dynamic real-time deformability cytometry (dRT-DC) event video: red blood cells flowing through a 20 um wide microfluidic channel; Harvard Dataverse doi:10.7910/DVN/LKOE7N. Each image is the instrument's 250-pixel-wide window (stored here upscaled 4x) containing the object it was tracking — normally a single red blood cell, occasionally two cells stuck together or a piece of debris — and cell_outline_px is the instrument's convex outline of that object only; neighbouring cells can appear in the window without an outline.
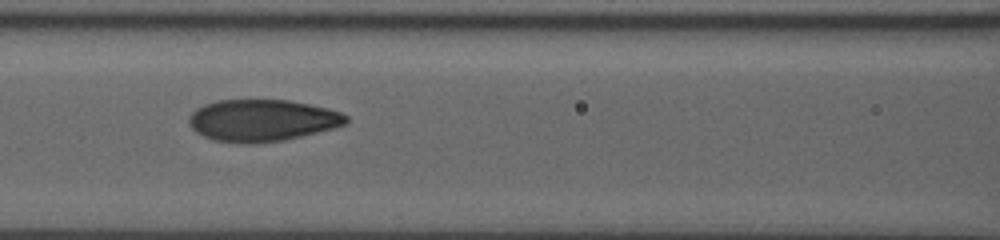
{"species": "human", "species_latin": "Homo sapiens", "temperature_condition": "room temperature", "stored_images_in_passage": 17, "camera_frame_rate_fps": 3000, "um_per_image_px": 0.085, "donor": {"sex": "male"}, "frame": {"image": 1, "passage_image": 15, "time_ms": 9.0, "image_size_px": [1000, 240], "cell_outline_px": [[348, 120], [344, 124], [332, 128], [284, 140], [256, 144], [240, 144], [212, 140], [196, 132], [188, 124], [188, 116], [196, 108], [204, 104], [216, 100], [288, 100], [328, 108], [340, 112], [348, 116]], "centroid_in_image_um": [22.22, 10.24], "position_along_channel_um": 144.4, "area_um2": 38.49}}
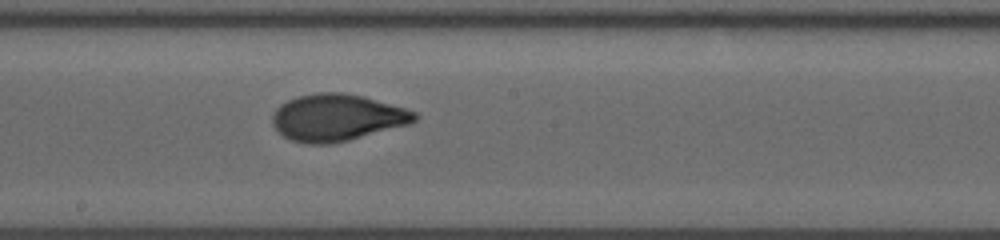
{"frame": {"image": 2, "passage_image": 17, "time_ms": 11.0, "image_size_px": [1000, 240], "cell_outline_px": [[420, 116], [416, 120], [408, 124], [348, 140], [332, 144], [308, 144], [292, 140], [284, 136], [272, 124], [272, 116], [276, 108], [280, 104], [296, 96], [316, 92], [344, 92], [364, 96], [404, 108], [416, 112]], "centroid_in_image_um": [28.63, 9.98], "position_along_channel_um": 219.6, "area_um2": 38.78}}